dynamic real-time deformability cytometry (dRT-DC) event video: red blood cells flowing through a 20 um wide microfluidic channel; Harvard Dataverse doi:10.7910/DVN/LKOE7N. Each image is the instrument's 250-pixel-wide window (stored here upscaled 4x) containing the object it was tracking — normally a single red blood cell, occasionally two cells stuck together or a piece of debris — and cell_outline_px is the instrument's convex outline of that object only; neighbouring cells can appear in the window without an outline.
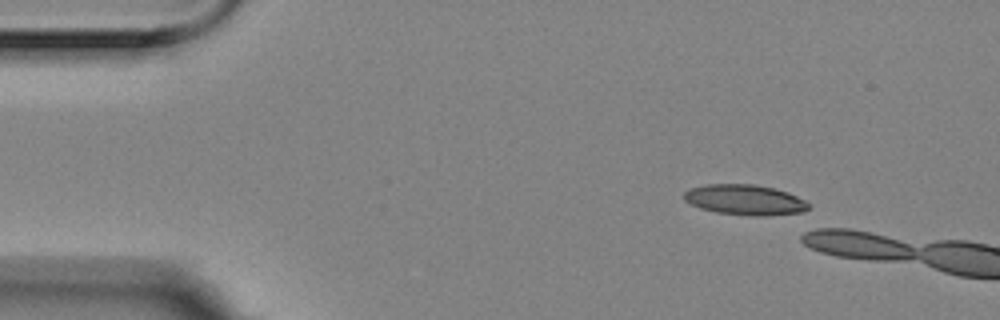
{"species": "Egyptian fruit bat (a non-hibernating species)", "species_latin": "Rousettus aegyptiacus", "temperature_condition": "room temperature", "stored_images_in_passage": 3, "camera_frame_rate_fps": 3000, "um_per_image_px": 0.085, "animal": {"sex": "female"}, "frame": {"image": 1, "passage_image": 1, "time_ms": 0.0, "image_size_px": [1000, 320], "cell_outline_px": [[808, 208], [804, 212], [768, 216], [748, 216], [716, 212], [700, 208], [684, 200], [684, 192], [688, 188], [704, 184], [752, 184], [772, 188], [788, 192], [804, 200], [808, 204]], "centroid_in_image_um": [63.29, 16.99], "position_along_channel_um": 21.7, "area_um2": 22.14}}